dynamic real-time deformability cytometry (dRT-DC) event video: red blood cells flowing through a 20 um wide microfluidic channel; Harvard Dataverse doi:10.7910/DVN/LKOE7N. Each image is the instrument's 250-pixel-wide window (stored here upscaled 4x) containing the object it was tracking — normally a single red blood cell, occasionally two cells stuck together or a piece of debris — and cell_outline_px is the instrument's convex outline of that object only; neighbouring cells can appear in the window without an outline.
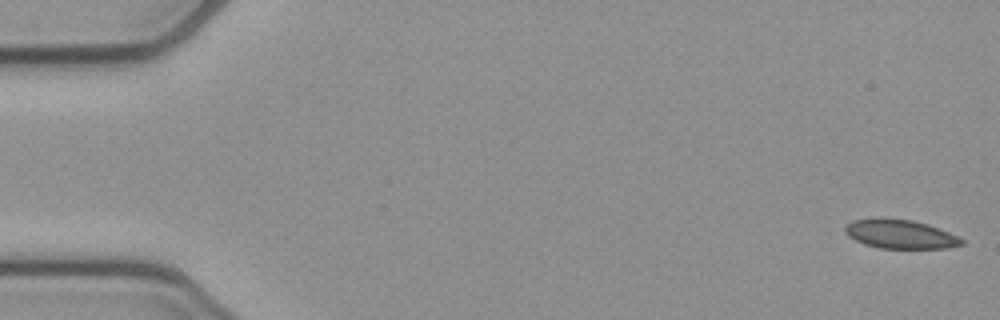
{"species": "common noctule bat (a hibernating species)", "species_latin": "Nyctalus noctula", "temperature_condition": "cold", "stored_images_in_passage": 53, "camera_frame_rate_fps": 3000, "um_per_image_px": 0.085, "animal": {"sex": "female", "body_mass_g": 21.9}, "frame": {"image": 1, "passage_image": 1, "time_ms": 0.0, "image_size_px": [1000, 320], "cell_outline_px": [[964, 244], [948, 248], [880, 248], [864, 244], [848, 236], [844, 232], [844, 228], [852, 220], [872, 216], [876, 216], [912, 220], [928, 224], [948, 232], [964, 240]], "centroid_in_image_um": [76.46, 19.87], "position_along_channel_um": 8.5, "area_um2": 19.94}}
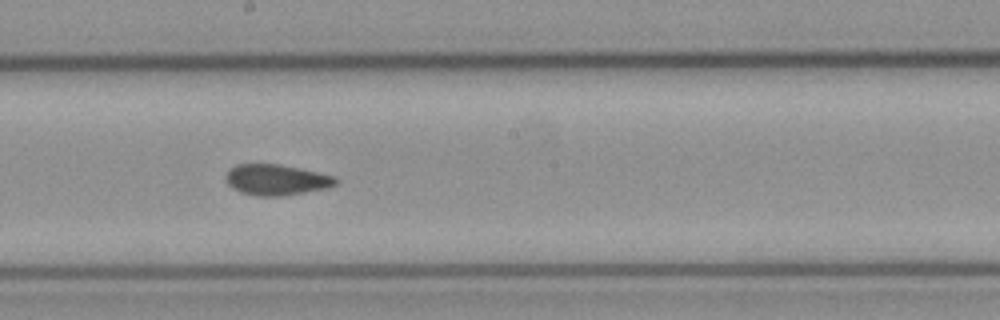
{"frame": {"image": 2, "passage_image": 29, "time_ms": 9.333, "image_size_px": [1000, 320], "cell_outline_px": [[340, 180], [336, 184], [328, 188], [284, 196], [256, 196], [240, 192], [232, 188], [224, 180], [224, 176], [228, 168], [236, 164], [280, 164], [300, 168], [336, 176]], "centroid_in_image_um": [23.48, 15.28], "position_along_channel_um": 224.7, "area_um2": 20.17}}
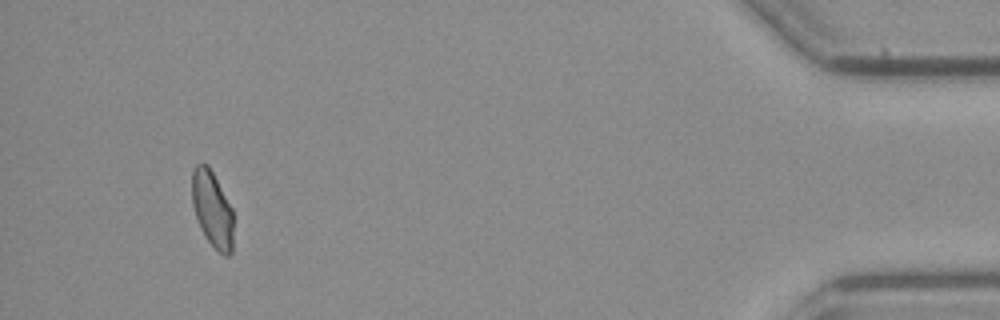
{"frame": {"image": 3, "passage_image": 50, "time_ms": 16.333, "image_size_px": [1000, 320], "cell_outline_px": [[232, 252], [228, 256], [224, 256], [204, 236], [200, 228], [192, 204], [192, 172], [196, 164], [208, 164], [232, 208]], "centroid_in_image_um": [18.03, 17.77], "position_along_channel_um": 417.2, "area_um2": 18.15}, "authors_computed_cell_mechanics": {"area_um2": 20.0566, "velocity_mm_per_s": 3.8186, "shape_relaxation_time_tau1_ms": null, "shape_relaxation_time_tau2_ms": 1.6589, "deformation_change_tau1": null, "deformation_change_tau2": 0.0495}}